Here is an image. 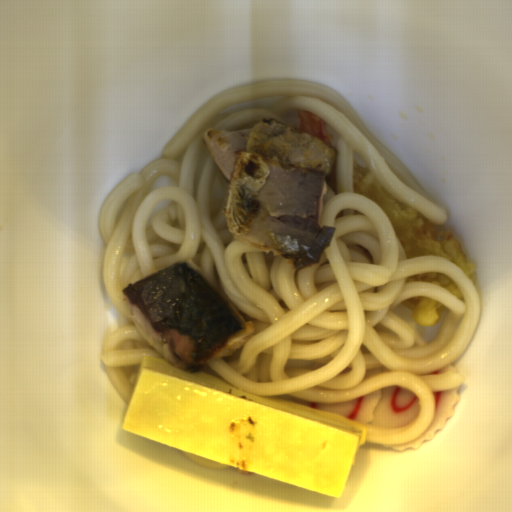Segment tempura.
<instances>
[{"label":"tempura","mask_w":512,"mask_h":512,"mask_svg":"<svg viewBox=\"0 0 512 512\" xmlns=\"http://www.w3.org/2000/svg\"><path fill=\"white\" fill-rule=\"evenodd\" d=\"M352 185L353 193L363 195L382 208L406 258L441 256L461 269L475 284L476 269L458 241L442 225L434 224L422 212L395 197L367 167L358 165L354 157Z\"/></svg>","instance_id":"tempura-1"},{"label":"tempura","mask_w":512,"mask_h":512,"mask_svg":"<svg viewBox=\"0 0 512 512\" xmlns=\"http://www.w3.org/2000/svg\"><path fill=\"white\" fill-rule=\"evenodd\" d=\"M401 305L409 309L412 320L421 327L436 325L448 310L446 306L431 296L409 297L401 301Z\"/></svg>","instance_id":"tempura-2"},{"label":"tempura","mask_w":512,"mask_h":512,"mask_svg":"<svg viewBox=\"0 0 512 512\" xmlns=\"http://www.w3.org/2000/svg\"><path fill=\"white\" fill-rule=\"evenodd\" d=\"M299 127L297 130L311 135L322 141L330 149L336 151V147L329 135L327 122L310 112L309 110L299 109L296 114Z\"/></svg>","instance_id":"tempura-3"},{"label":"tempura","mask_w":512,"mask_h":512,"mask_svg":"<svg viewBox=\"0 0 512 512\" xmlns=\"http://www.w3.org/2000/svg\"><path fill=\"white\" fill-rule=\"evenodd\" d=\"M407 283H426V284H436L446 290H448L451 294H453L457 299L463 301V293L457 282H455L448 275L443 274L439 271H430L425 273L416 274L413 276L406 277L405 280Z\"/></svg>","instance_id":"tempura-4"},{"label":"tempura","mask_w":512,"mask_h":512,"mask_svg":"<svg viewBox=\"0 0 512 512\" xmlns=\"http://www.w3.org/2000/svg\"><path fill=\"white\" fill-rule=\"evenodd\" d=\"M327 186L335 195H338L336 163L327 178Z\"/></svg>","instance_id":"tempura-5"}]
</instances>
